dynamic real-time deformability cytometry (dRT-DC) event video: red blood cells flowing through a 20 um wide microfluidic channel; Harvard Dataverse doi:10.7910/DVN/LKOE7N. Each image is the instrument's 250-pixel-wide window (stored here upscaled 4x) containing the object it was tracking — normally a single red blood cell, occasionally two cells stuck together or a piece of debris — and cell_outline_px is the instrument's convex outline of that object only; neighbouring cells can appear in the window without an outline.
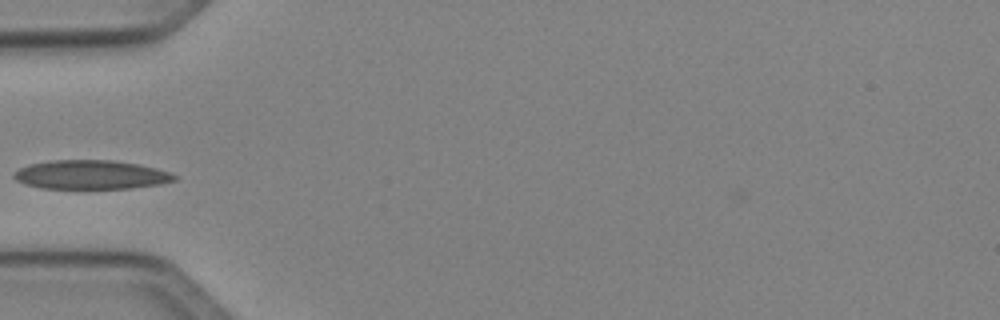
{"species": "Egyptian fruit bat (a non-hibernating species)", "species_latin": "Rousettus aegyptiacus", "temperature_condition": "cold", "stored_images_in_passage": 7, "camera_frame_rate_fps": 3000, "um_per_image_px": 0.085, "animal": {"sex": "female"}, "frame": {"image": 1, "passage_image": 3, "time_ms": 0.667, "image_size_px": [1000, 320], "cell_outline_px": [[176, 180], [160, 184], [132, 188], [40, 188], [24, 184], [16, 180], [12, 176], [12, 172], [20, 168], [32, 164], [52, 160], [112, 160], [136, 164], [156, 168], [168, 172], [176, 176]], "centroid_in_image_um": [7.69, 14.85], "position_along_channel_um": 77.3, "area_um2": 26.93}}
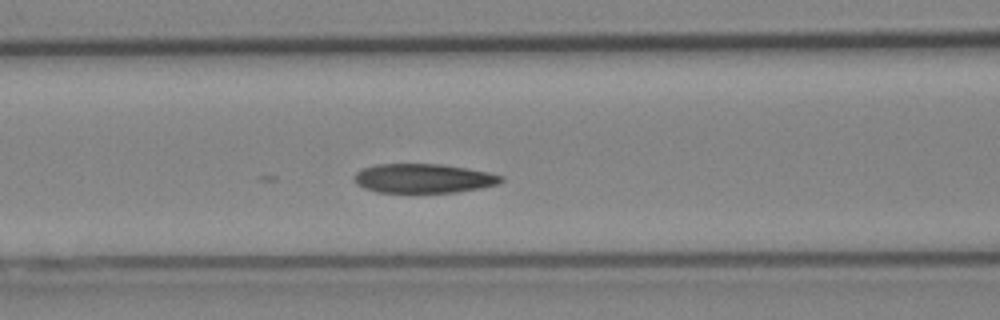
{"frame": {"image": 2, "passage_image": 7, "time_ms": 2.0, "image_size_px": [1000, 320], "cell_outline_px": [[504, 180], [500, 184], [480, 188], [456, 192], [376, 192], [364, 188], [356, 184], [356, 172], [364, 168], [376, 164], [444, 164], [468, 168], [488, 172], [504, 176]], "centroid_in_image_um": [36.05, 15.16], "position_along_channel_um": 130.6, "area_um2": 25.03}}